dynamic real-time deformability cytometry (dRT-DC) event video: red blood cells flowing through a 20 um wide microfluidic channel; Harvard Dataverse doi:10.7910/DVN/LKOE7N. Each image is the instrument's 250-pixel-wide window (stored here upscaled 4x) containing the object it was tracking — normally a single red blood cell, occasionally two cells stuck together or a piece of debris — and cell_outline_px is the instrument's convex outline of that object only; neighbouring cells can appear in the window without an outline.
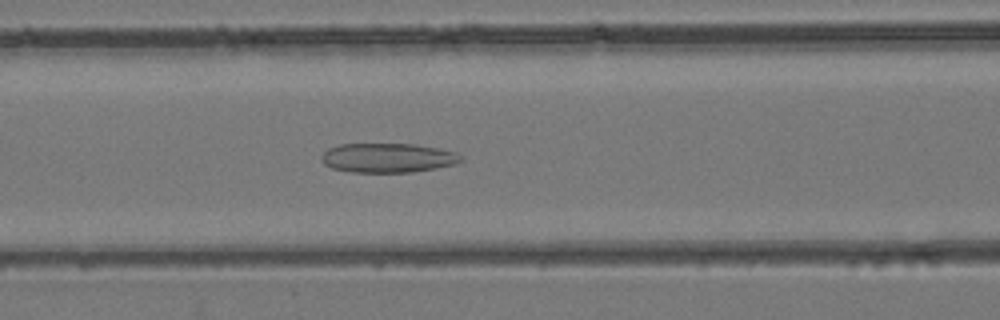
{"species": "common noctule bat (a hibernating species)", "species_latin": "Nyctalus noctula", "temperature_condition": "room temperature", "stored_images_in_passage": 32, "camera_frame_rate_fps": 3000, "um_per_image_px": 0.085, "animal": {"sex": "female", "body_mass_g": 24.6, "forearm_length_mm": 56.2}, "frame": {"image": 1, "passage_image": 10, "time_ms": 3.0, "image_size_px": [1000, 320], "cell_outline_px": [[464, 160], [456, 164], [436, 168], [412, 172], [352, 172], [332, 168], [324, 164], [320, 160], [320, 156], [328, 148], [340, 144], [416, 144], [440, 148], [456, 152], [464, 156]], "centroid_in_image_um": [33.0, 13.41], "position_along_channel_um": 133.6, "area_um2": 24.16}}
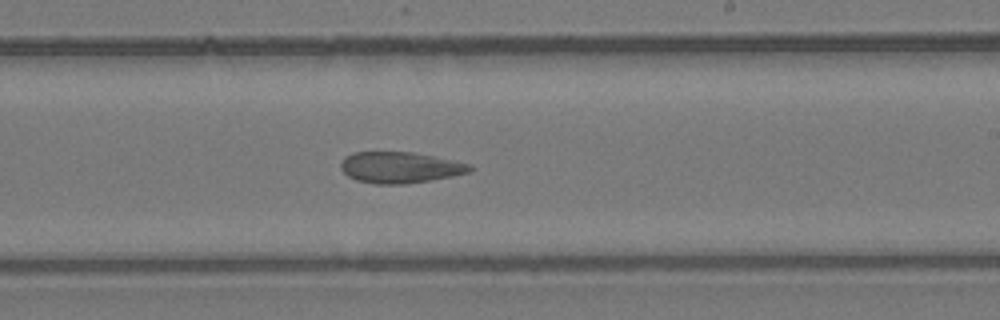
{"frame": {"image": 2, "passage_image": 18, "time_ms": 5.667, "image_size_px": [1000, 320], "cell_outline_px": [[476, 168], [468, 172], [452, 176], [404, 184], [376, 184], [356, 180], [348, 176], [340, 168], [340, 164], [344, 156], [352, 152], [412, 152], [472, 164]], "centroid_in_image_um": [33.98, 14.23], "position_along_channel_um": 255.0, "area_um2": 23.41}}
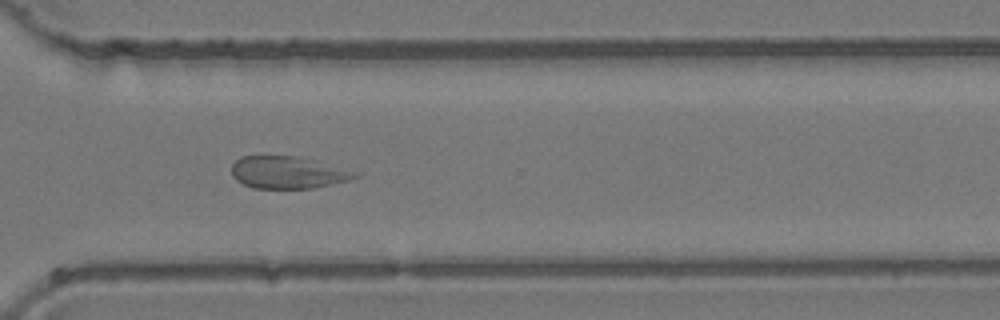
{"frame": {"image": 3, "passage_image": 24, "time_ms": 7.667, "image_size_px": [1000, 320], "cell_outline_px": [[360, 176], [348, 180], [316, 188], [252, 188], [236, 180], [232, 176], [232, 164], [240, 156], [296, 156], [360, 172]], "centroid_in_image_um": [24.46, 14.66], "position_along_channel_um": 346.1, "area_um2": 23.12}}